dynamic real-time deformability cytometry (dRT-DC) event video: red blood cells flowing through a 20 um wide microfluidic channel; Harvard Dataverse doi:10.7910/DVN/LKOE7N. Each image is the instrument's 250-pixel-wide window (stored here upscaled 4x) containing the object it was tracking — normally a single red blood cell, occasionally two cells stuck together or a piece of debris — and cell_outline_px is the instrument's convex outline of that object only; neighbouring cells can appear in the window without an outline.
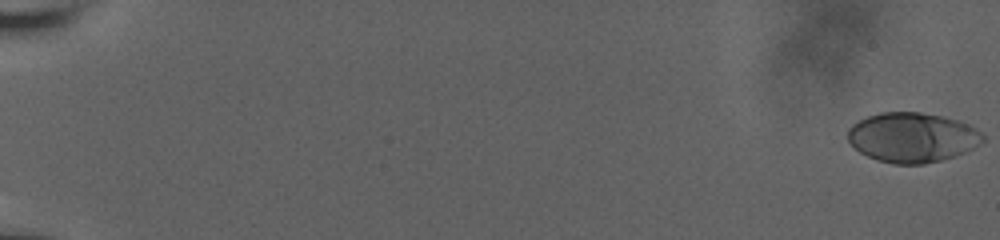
{"species": "human", "species_latin": "Homo sapiens", "temperature_condition": "room temperature", "stored_images_in_passage": 61, "camera_frame_rate_fps": 3000, "um_per_image_px": 0.085, "donor": {"sex": "male"}, "frame": {"image": 1, "passage_image": 1, "time_ms": 0.0, "image_size_px": [1000, 240], "cell_outline_px": [[984, 140], [980, 144], [964, 152], [940, 160], [924, 164], [892, 164], [876, 160], [860, 152], [848, 140], [848, 128], [852, 124], [868, 116], [880, 112], [920, 112], [944, 116], [968, 124], [976, 128], [984, 136]], "centroid_in_image_um": [77.53, 11.67], "position_along_channel_um": 7.5, "area_um2": 39.07}}
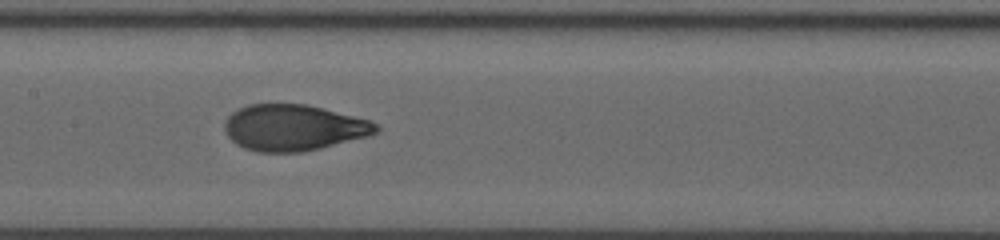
{"frame": {"image": 2, "passage_image": 34, "time_ms": 11.0, "image_size_px": [1000, 240], "cell_outline_px": [[380, 128], [376, 132], [368, 136], [304, 152], [256, 152], [244, 148], [236, 144], [224, 132], [224, 124], [228, 116], [232, 112], [248, 104], [304, 104], [368, 120], [380, 124]], "centroid_in_image_um": [24.92, 10.86], "position_along_channel_um": 182.5, "area_um2": 40.52}}
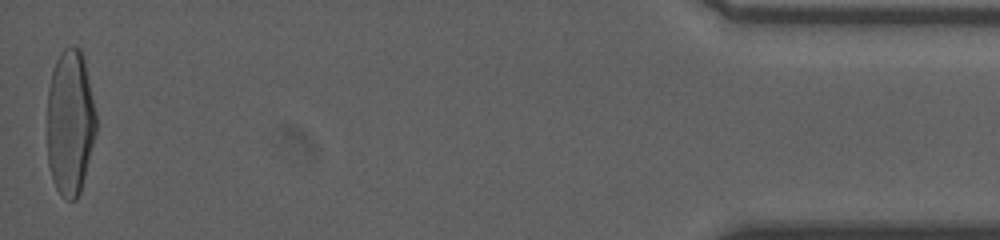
{"frame": {"image": 3, "passage_image": 61, "time_ms": 20.0, "image_size_px": [1000, 240], "cell_outline_px": [[96, 132], [80, 192], [76, 200], [68, 200], [56, 188], [52, 180], [48, 164], [48, 88], [52, 68], [60, 52], [64, 48], [72, 44], [80, 48], [84, 60], [96, 112]], "centroid_in_image_um": [5.95, 10.37], "position_along_channel_um": 429.2, "area_um2": 41.56}, "authors_computed_cell_mechanics": {"area_um2": 39.9398, "velocity_mm_per_s": 3.6534, "shape_relaxation_time_tau1_ms": 4.2166, "shape_relaxation_time_tau2_ms": 0.7887, "deformation_change_tau1": 0.2038, "deformation_change_tau2": 0.0594}}